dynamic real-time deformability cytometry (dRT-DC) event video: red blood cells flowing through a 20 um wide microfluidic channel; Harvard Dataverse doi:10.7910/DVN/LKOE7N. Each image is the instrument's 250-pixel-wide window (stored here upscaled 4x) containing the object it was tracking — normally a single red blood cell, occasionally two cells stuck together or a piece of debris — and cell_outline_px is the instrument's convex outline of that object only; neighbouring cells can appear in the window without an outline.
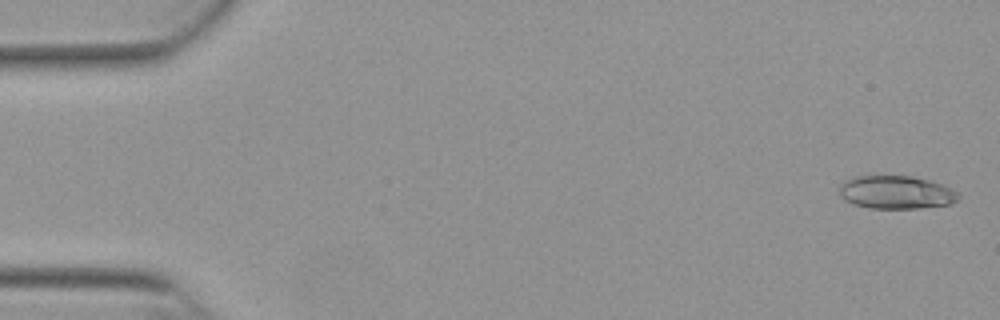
{"species": "Egyptian fruit bat (a non-hibernating species)", "species_latin": "Rousettus aegyptiacus", "temperature_condition": "warm", "stored_images_in_passage": 53, "camera_frame_rate_fps": 3000, "um_per_image_px": 0.085, "animal": {"sex": "female"}, "frame": {"image": 1, "passage_image": 2, "time_ms": 0.333, "image_size_px": [1000, 320], "cell_outline_px": [[960, 196], [952, 204], [920, 208], [868, 208], [844, 200], [840, 196], [840, 184], [844, 180], [852, 176], [912, 176], [944, 184], [952, 188]], "centroid_in_image_um": [76.17, 16.34], "position_along_channel_um": 8.8, "area_um2": 23.12}}
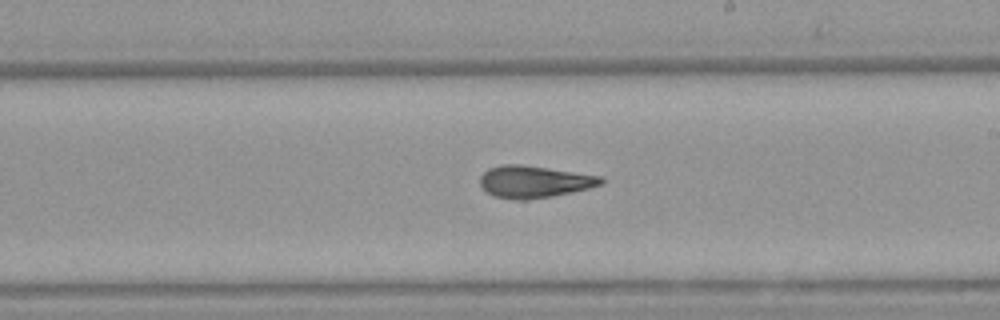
{"frame": {"image": 2, "passage_image": 31, "time_ms": 10.0, "image_size_px": [1000, 320], "cell_outline_px": [[604, 184], [572, 192], [552, 196], [528, 200], [516, 200], [492, 196], [480, 184], [480, 176], [488, 168], [500, 164], [520, 164], [604, 176]], "centroid_in_image_um": [45.42, 15.44], "position_along_channel_um": 243.6, "area_um2": 22.77}}
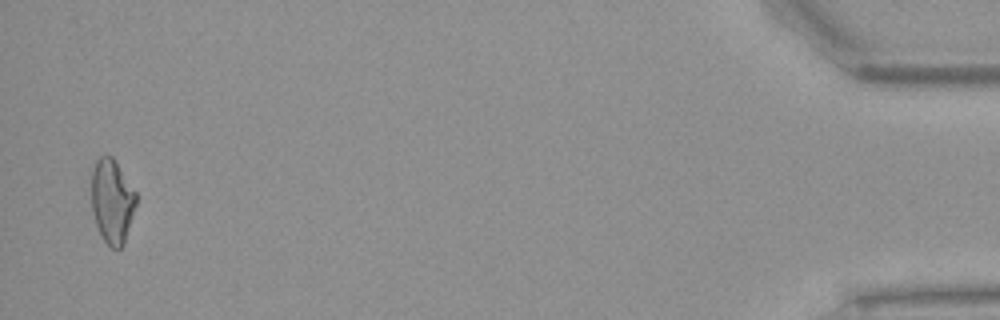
{"frame": {"image": 3, "passage_image": 52, "time_ms": 17.0, "image_size_px": [1000, 320], "cell_outline_px": [[136, 204], [124, 244], [116, 252], [100, 236], [92, 212], [92, 168], [96, 160], [100, 156], [112, 156], [116, 160], [136, 192]], "centroid_in_image_um": [9.53, 17.1], "position_along_channel_um": 425.7, "area_um2": 22.08}, "authors_computed_cell_mechanics": {"area_um2": 22.5998, "velocity_mm_per_s": 3.8707, "shape_relaxation_time_tau1_ms": 7.5248, "shape_relaxation_time_tau2_ms": 1.5028, "deformation_change_tau1": 0.2185, "deformation_change_tau2": 0.1033}}